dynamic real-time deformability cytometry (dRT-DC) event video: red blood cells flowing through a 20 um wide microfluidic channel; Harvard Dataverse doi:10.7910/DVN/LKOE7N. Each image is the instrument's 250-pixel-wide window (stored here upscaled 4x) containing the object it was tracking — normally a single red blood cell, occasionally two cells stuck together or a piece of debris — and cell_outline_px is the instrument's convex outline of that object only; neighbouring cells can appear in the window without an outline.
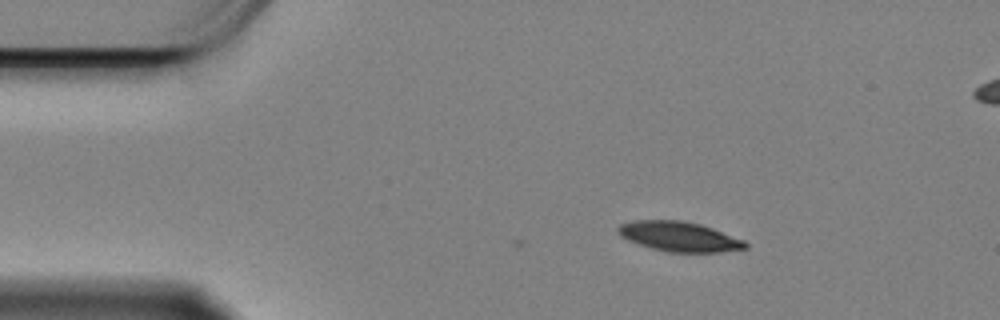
{"species": "Egyptian fruit bat (a non-hibernating species)", "species_latin": "Rousettus aegyptiacus", "temperature_condition": "cold", "stored_images_in_passage": 2, "camera_frame_rate_fps": 3000, "um_per_image_px": 0.085, "animal": {"sex": "female"}, "frame": {"image": 1, "passage_image": 2, "time_ms": 0.333, "image_size_px": [1000, 320], "cell_outline_px": [[748, 248], [720, 252], [668, 252], [652, 248], [628, 240], [620, 236], [616, 232], [616, 228], [620, 224], [632, 220], [680, 220], [700, 224], [712, 228], [744, 240], [748, 244]], "centroid_in_image_um": [57.71, 20.1], "position_along_channel_um": 27.3, "area_um2": 22.14}}